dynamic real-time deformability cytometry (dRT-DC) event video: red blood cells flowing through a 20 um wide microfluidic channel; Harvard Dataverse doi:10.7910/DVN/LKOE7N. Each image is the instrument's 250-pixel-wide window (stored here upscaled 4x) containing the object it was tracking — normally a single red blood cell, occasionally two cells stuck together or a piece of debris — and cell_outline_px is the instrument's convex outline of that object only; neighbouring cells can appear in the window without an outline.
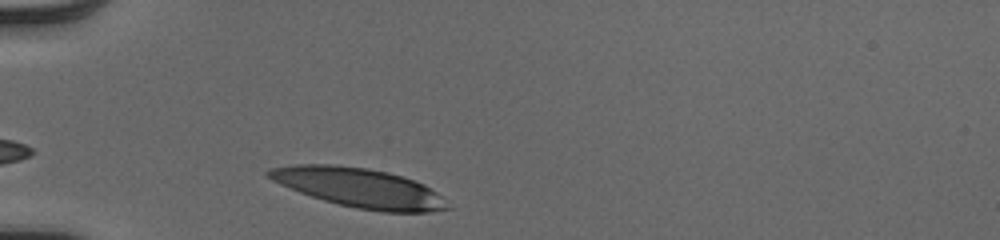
{"species": "human", "species_latin": "Homo sapiens", "temperature_condition": "cold", "stored_images_in_passage": 28, "camera_frame_rate_fps": 3000, "um_per_image_px": 0.085, "donor": {"sex": "male"}, "frame": {"image": 1, "passage_image": 1, "time_ms": 0.0, "image_size_px": [1000, 240], "cell_outline_px": [[452, 208], [432, 212], [380, 212], [356, 208], [324, 200], [300, 192], [280, 184], [272, 180], [264, 172], [272, 168], [296, 164], [332, 164], [368, 168], [388, 172], [404, 176], [416, 180], [424, 184], [436, 192]], "centroid_in_image_um": [30.57, 15.95], "position_along_channel_um": 54.4, "area_um2": 40.92}}
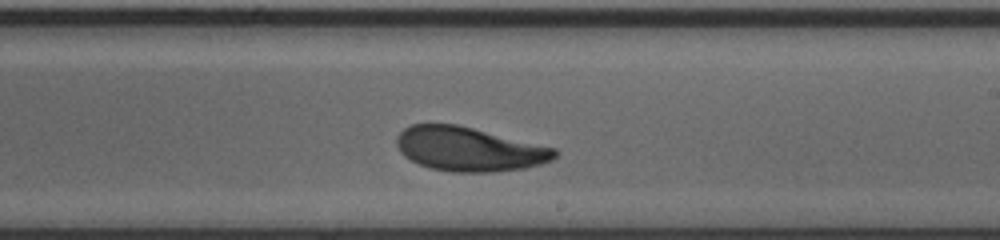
{"frame": {"image": 2, "passage_image": 17, "time_ms": 5.333, "image_size_px": [1000, 240], "cell_outline_px": [[560, 152], [552, 160], [540, 164], [524, 168], [492, 172], [452, 172], [428, 168], [404, 156], [400, 152], [396, 144], [396, 136], [404, 128], [412, 124], [456, 124], [556, 148]], "centroid_in_image_um": [39.86, 12.68], "position_along_channel_um": 249.1, "area_um2": 40.63}}
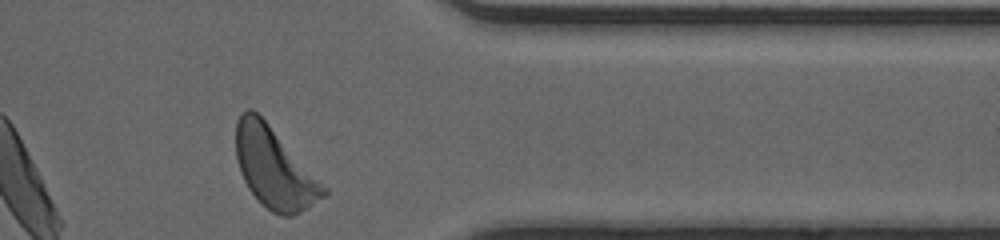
{"frame": {"image": 3, "passage_image": 28, "time_ms": 9.0, "image_size_px": [1000, 240], "cell_outline_px": [[328, 196], [300, 212], [292, 216], [280, 216], [272, 212], [248, 188], [240, 172], [236, 156], [236, 120], [248, 108], [252, 108], [268, 124], [328, 188]], "centroid_in_image_um": [23.33, 14.31], "position_along_channel_um": 388.1, "area_um2": 40.52}, "authors_computed_cell_mechanics": {"area_um2": 40.9513, "velocity_mm_per_s": 4.0167, "shape_relaxation_time_tau1_ms": 3.1604, "shape_relaxation_time_tau2_ms": 3.6147, "deformation_change_tau1": 0.1588, "deformation_change_tau2": 0.1206}}